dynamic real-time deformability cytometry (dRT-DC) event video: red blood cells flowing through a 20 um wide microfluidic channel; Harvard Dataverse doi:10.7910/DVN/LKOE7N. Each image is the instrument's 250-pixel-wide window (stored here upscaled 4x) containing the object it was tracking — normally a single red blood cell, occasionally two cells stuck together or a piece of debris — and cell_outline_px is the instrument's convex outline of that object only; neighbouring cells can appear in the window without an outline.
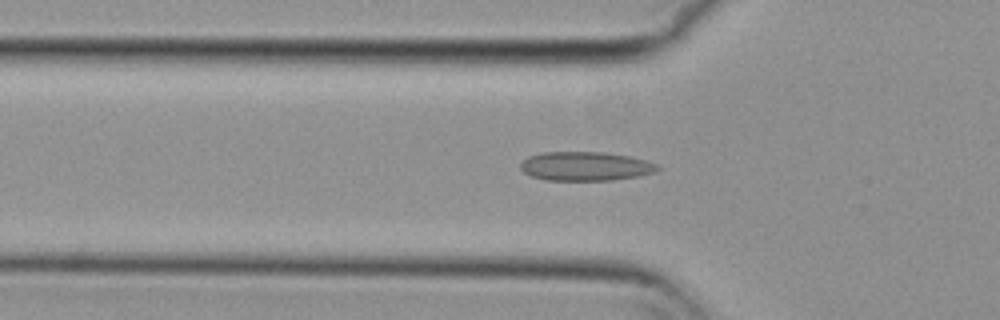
{"species": "common noctule bat (a hibernating species)", "species_latin": "Nyctalus noctula", "temperature_condition": "cold", "stored_images_in_passage": 55, "camera_frame_rate_fps": 3000, "um_per_image_px": 0.085, "animal": {"sex": "female", "body_mass_g": 29.2, "forearm_length_mm": 56.3}, "frame": {"image": 1, "passage_image": 18, "time_ms": 5.667, "image_size_px": [1000, 320], "cell_outline_px": [[660, 168], [656, 172], [636, 176], [612, 180], [544, 180], [532, 176], [524, 172], [520, 168], [520, 164], [528, 156], [540, 152], [604, 152], [628, 156], [648, 160], [656, 164]], "centroid_in_image_um": [49.76, 14.12], "position_along_channel_um": 76.0, "area_um2": 23.18}}
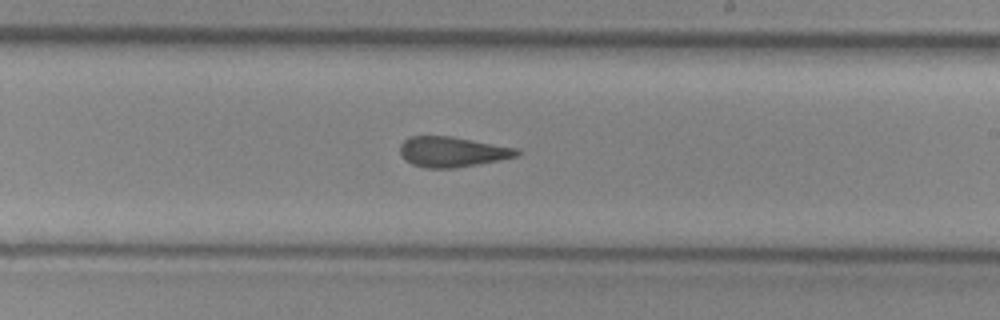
{"frame": {"image": 2, "passage_image": 32, "time_ms": 10.333, "image_size_px": [1000, 320], "cell_outline_px": [[524, 152], [516, 156], [500, 160], [456, 168], [424, 168], [412, 164], [404, 160], [400, 152], [400, 144], [404, 140], [412, 136], [448, 136], [520, 148]], "centroid_in_image_um": [38.47, 12.91], "position_along_channel_um": 250.5, "area_um2": 20.75}}
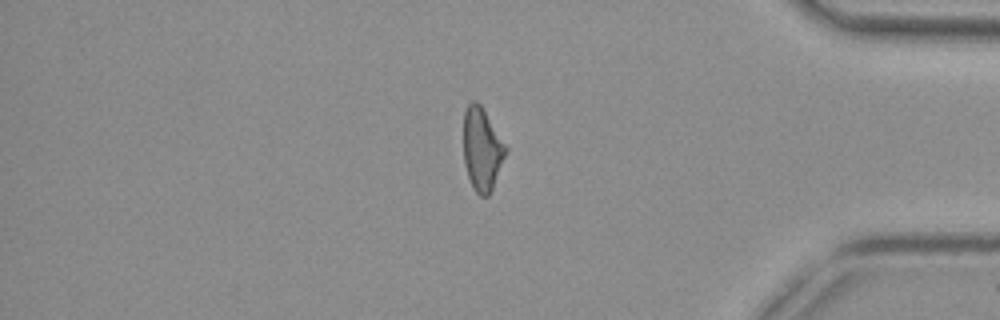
{"frame": {"image": 3, "passage_image": 46, "time_ms": 15.0, "image_size_px": [1000, 320], "cell_outline_px": [[508, 152], [492, 188], [488, 196], [480, 196], [472, 188], [464, 164], [464, 112], [468, 104], [472, 100], [476, 100], [480, 104], [508, 148]], "centroid_in_image_um": [40.97, 12.69], "position_along_channel_um": 394.2, "area_um2": 20.4}, "authors_computed_cell_mechanics": {"area_um2": 21.3282, "velocity_mm_per_s": 3.7345, "shape_relaxation_time_tau1_ms": null, "shape_relaxation_time_tau2_ms": 2.754, "deformation_change_tau1": null, "deformation_change_tau2": 0.0994}}